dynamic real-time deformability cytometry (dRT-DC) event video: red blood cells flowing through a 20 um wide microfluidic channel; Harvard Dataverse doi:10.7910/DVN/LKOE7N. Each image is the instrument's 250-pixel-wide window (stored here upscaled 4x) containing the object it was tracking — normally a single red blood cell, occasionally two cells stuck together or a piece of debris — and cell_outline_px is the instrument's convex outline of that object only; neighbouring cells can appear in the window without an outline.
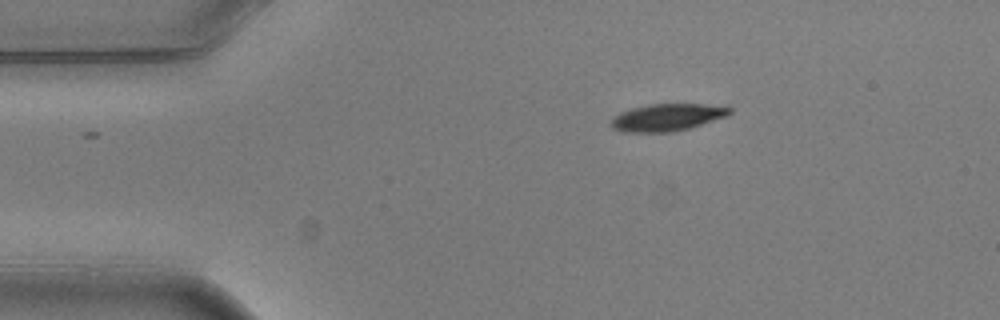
{"species": "common noctule bat (a hibernating species)", "species_latin": "Nyctalus noctula", "temperature_condition": "warm", "stored_images_in_passage": 4, "camera_frame_rate_fps": 3000, "um_per_image_px": 0.085, "animal": {"sex": "male", "body_mass_g": 20.5, "forearm_length_mm": 52.5}, "frame": {"image": 1, "passage_image": 4, "time_ms": 1.0, "image_size_px": [1000, 320], "cell_outline_px": [[732, 112], [728, 116], [688, 128], [672, 132], [624, 132], [612, 128], [608, 124], [612, 116], [620, 112], [632, 108], [648, 104], [728, 104], [732, 108]], "centroid_in_image_um": [56.73, 9.96], "position_along_channel_um": 28.3, "area_um2": 19.25}}